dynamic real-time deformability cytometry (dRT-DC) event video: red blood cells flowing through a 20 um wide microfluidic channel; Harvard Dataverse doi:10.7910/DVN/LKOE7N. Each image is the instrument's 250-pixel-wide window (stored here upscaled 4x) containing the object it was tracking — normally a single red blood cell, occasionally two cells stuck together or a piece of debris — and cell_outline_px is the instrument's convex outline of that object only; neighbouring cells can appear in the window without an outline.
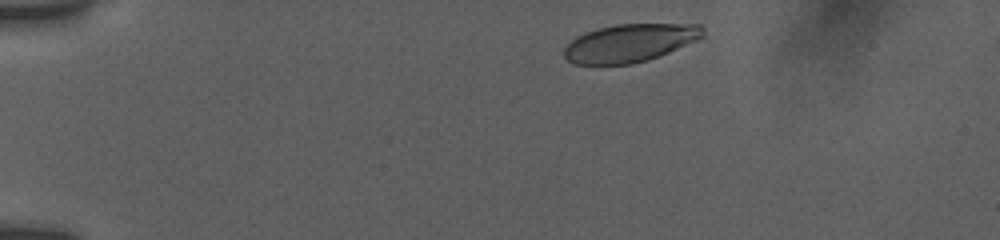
{"species": "human", "species_latin": "Homo sapiens", "temperature_condition": "room temperature", "stored_images_in_passage": 11, "camera_frame_rate_fps": 3000, "um_per_image_px": 0.085, "donor": {"sex": "female"}, "frame": {"image": 1, "passage_image": 2, "time_ms": 0.667, "image_size_px": [1000, 240], "cell_outline_px": [[704, 36], [696, 40], [660, 56], [648, 60], [632, 64], [576, 64], [568, 60], [564, 56], [564, 48], [576, 36], [584, 32], [616, 24], [700, 24], [704, 28]], "centroid_in_image_um": [53.55, 3.65], "position_along_channel_um": 31.5, "area_um2": 30.63}}
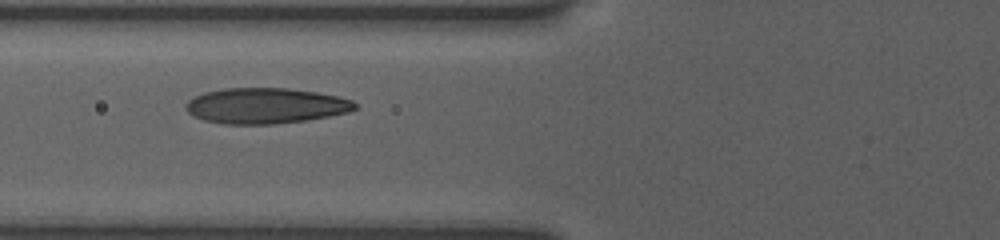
{"frame": {"image": 2, "passage_image": 8, "time_ms": 4.667, "image_size_px": [1000, 240], "cell_outline_px": [[356, 108], [348, 112], [328, 116], [304, 120], [272, 124], [224, 124], [204, 120], [192, 116], [184, 108], [184, 104], [188, 100], [204, 92], [224, 88], [288, 88], [316, 92], [336, 96], [352, 100], [356, 104]], "centroid_in_image_um": [22.52, 8.98], "position_along_channel_um": 103.3, "area_um2": 35.03}}
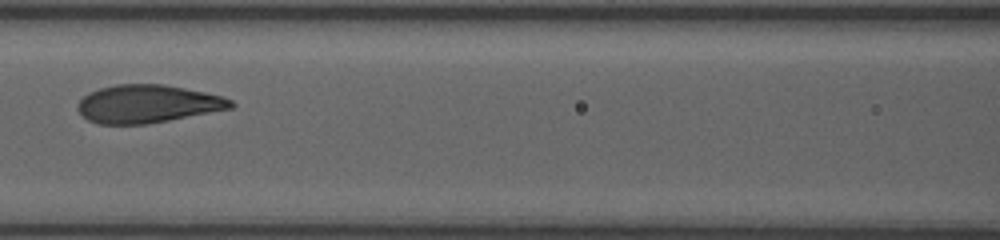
{"frame": {"image": 3, "passage_image": 10, "time_ms": 6.0, "image_size_px": [1000, 240], "cell_outline_px": [[236, 104], [232, 108], [148, 124], [100, 124], [88, 120], [76, 108], [76, 104], [88, 92], [100, 88], [116, 84], [164, 84], [224, 96], [232, 100]], "centroid_in_image_um": [12.54, 8.82], "position_along_channel_um": 154.1, "area_um2": 33.93}}